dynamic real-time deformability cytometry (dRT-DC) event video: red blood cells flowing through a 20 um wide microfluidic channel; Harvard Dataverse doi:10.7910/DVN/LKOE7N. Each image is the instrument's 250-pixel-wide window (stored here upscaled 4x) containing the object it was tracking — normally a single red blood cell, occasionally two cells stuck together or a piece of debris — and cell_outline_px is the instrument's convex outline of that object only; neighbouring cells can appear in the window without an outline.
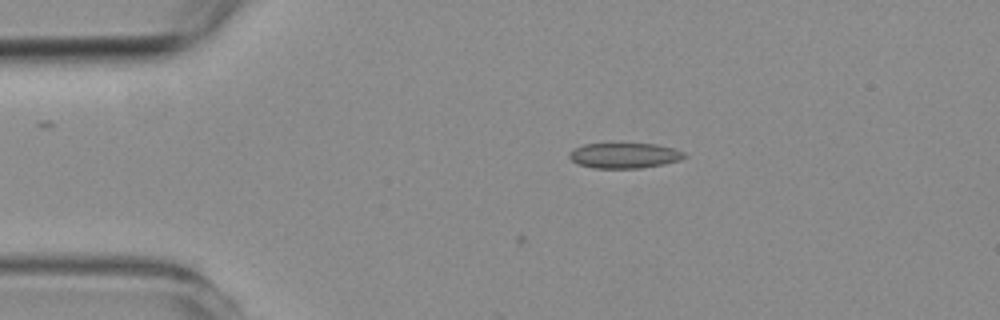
{"species": "common noctule bat (a hibernating species)", "species_latin": "Nyctalus noctula", "temperature_condition": "room temperature", "stored_images_in_passage": 6, "camera_frame_rate_fps": 3000, "um_per_image_px": 0.085, "animal": {"sex": "female", "body_mass_g": 19.3, "forearm_length_mm": 54.1}, "frame": {"image": 1, "passage_image": 3, "time_ms": 2.333, "image_size_px": [1000, 320], "cell_outline_px": [[688, 156], [680, 160], [664, 164], [640, 168], [592, 168], [580, 164], [572, 160], [568, 156], [568, 152], [572, 148], [584, 144], [656, 144], [672, 148], [684, 152]], "centroid_in_image_um": [53.06, 13.22], "position_along_channel_um": 31.9, "area_um2": 16.99}}